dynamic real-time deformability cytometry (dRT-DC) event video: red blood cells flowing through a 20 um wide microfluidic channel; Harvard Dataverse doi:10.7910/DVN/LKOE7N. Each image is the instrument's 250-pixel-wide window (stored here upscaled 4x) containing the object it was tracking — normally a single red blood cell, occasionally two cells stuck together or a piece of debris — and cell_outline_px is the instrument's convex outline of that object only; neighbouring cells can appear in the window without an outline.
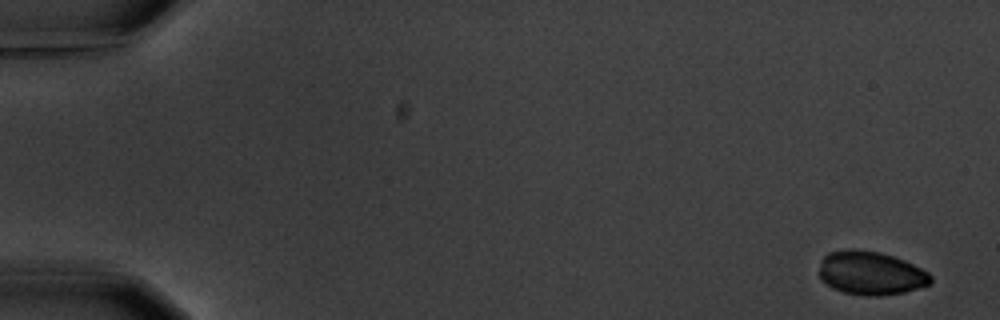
{"species": "common noctule bat (a hibernating species)", "species_latin": "Nyctalus noctula", "temperature_condition": "warm", "stored_images_in_passage": 5, "camera_frame_rate_fps": 3000, "um_per_image_px": 0.085, "animal": {"sex": "male", "body_mass_g": 20.1, "forearm_length_mm": 53.5}, "frame": {"image": 1, "passage_image": 1, "time_ms": 0.0, "image_size_px": [1000, 320], "cell_outline_px": [[932, 280], [928, 284], [904, 292], [880, 296], [864, 296], [844, 292], [832, 288], [820, 280], [820, 260], [828, 252], [848, 248], [852, 248], [880, 252], [904, 260], [928, 272], [932, 276]], "centroid_in_image_um": [73.97, 23.2], "position_along_channel_um": 11.0, "area_um2": 28.44}}